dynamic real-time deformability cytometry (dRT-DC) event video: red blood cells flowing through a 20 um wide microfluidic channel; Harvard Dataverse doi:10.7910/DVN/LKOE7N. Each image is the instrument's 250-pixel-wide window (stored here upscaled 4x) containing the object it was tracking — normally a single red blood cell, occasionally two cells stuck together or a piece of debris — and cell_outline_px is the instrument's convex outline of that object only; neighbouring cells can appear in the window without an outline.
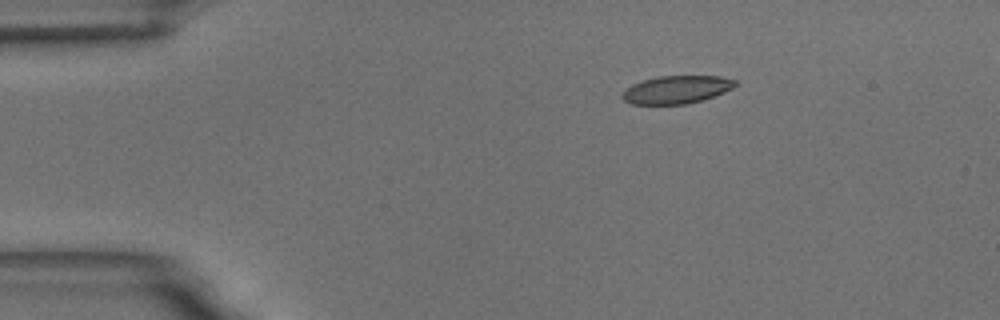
{"species": "common noctule bat (a hibernating species)", "species_latin": "Nyctalus noctula", "temperature_condition": "room temperature", "stored_images_in_passage": 47, "camera_frame_rate_fps": 3000, "um_per_image_px": 0.085, "animal": {"sex": "male", "body_mass_g": 18.8}, "frame": {"image": 1, "passage_image": 1, "time_ms": 0.0, "image_size_px": [1000, 320], "cell_outline_px": [[736, 84], [732, 88], [724, 92], [688, 104], [632, 104], [624, 100], [620, 96], [624, 88], [632, 84], [656, 76], [720, 76], [736, 80]], "centroid_in_image_um": [57.45, 7.61], "position_along_channel_um": 27.5, "area_um2": 18.32}}
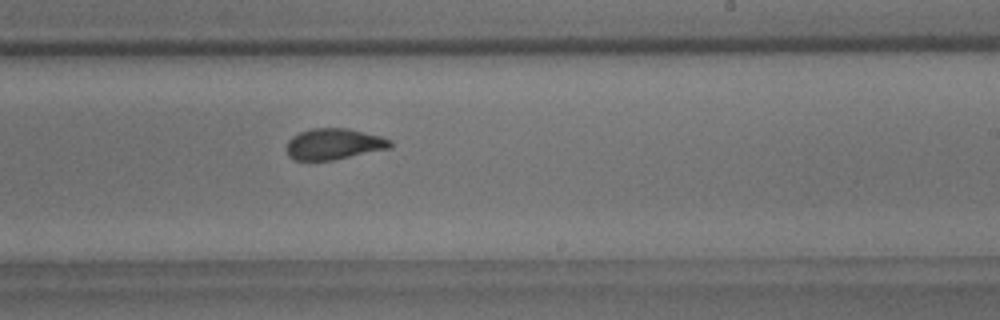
{"frame": {"image": 2, "passage_image": 25, "time_ms": 8.0, "image_size_px": [1000, 320], "cell_outline_px": [[392, 148], [332, 160], [292, 160], [288, 156], [284, 148], [288, 140], [292, 136], [300, 132], [312, 128], [348, 128], [380, 136], [392, 140]], "centroid_in_image_um": [28.35, 12.24], "position_along_channel_um": 260.7, "area_um2": 19.02}}
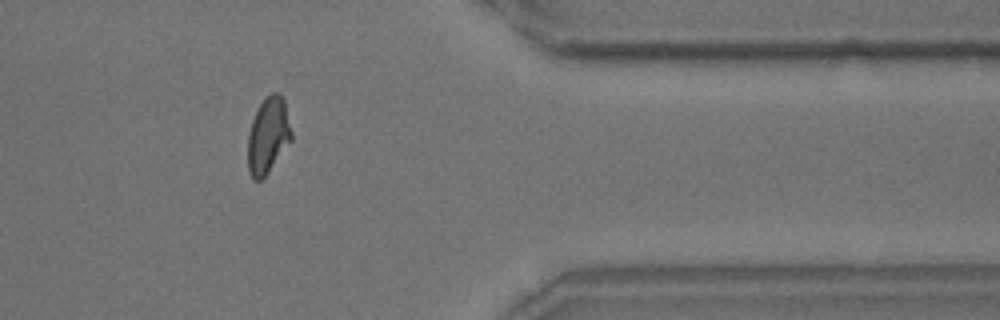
{"frame": {"image": 3, "passage_image": 37, "time_ms": 12.0, "image_size_px": [1000, 320], "cell_outline_px": [[292, 140], [268, 172], [260, 180], [252, 180], [248, 172], [248, 136], [252, 120], [260, 104], [272, 92], [280, 92], [284, 100], [292, 132]], "centroid_in_image_um": [22.79, 11.53], "position_along_channel_um": 388.6, "area_um2": 19.25}, "authors_computed_cell_mechanics": {"area_um2": 19.2474, "velocity_mm_per_s": 3.6569, "shape_relaxation_time_tau1_ms": 5.2992, "shape_relaxation_time_tau2_ms": 1.3538, "deformation_change_tau1": 0.1693, "deformation_change_tau2": 0.0733}}